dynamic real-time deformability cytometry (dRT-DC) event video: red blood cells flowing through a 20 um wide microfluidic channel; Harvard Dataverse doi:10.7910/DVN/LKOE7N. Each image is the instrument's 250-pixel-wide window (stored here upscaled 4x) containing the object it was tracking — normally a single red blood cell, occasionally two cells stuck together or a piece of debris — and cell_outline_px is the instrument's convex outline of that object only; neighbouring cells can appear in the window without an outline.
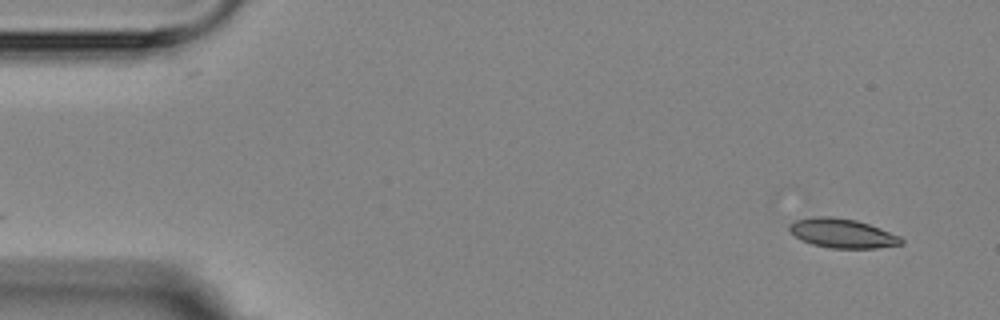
{"species": "Egyptian fruit bat (a non-hibernating species)", "species_latin": "Rousettus aegyptiacus", "temperature_condition": "room temperature", "stored_images_in_passage": 2, "camera_frame_rate_fps": 3000, "um_per_image_px": 0.085, "animal": {"sex": "female"}, "frame": {"image": 1, "passage_image": 2, "time_ms": 1.0, "image_size_px": [1000, 320], "cell_outline_px": [[904, 244], [876, 248], [828, 248], [812, 244], [800, 240], [788, 228], [788, 224], [796, 220], [812, 216], [832, 216], [856, 220], [880, 228], [900, 236], [904, 240]], "centroid_in_image_um": [71.59, 19.83], "position_along_channel_um": 13.4, "area_um2": 19.19}}